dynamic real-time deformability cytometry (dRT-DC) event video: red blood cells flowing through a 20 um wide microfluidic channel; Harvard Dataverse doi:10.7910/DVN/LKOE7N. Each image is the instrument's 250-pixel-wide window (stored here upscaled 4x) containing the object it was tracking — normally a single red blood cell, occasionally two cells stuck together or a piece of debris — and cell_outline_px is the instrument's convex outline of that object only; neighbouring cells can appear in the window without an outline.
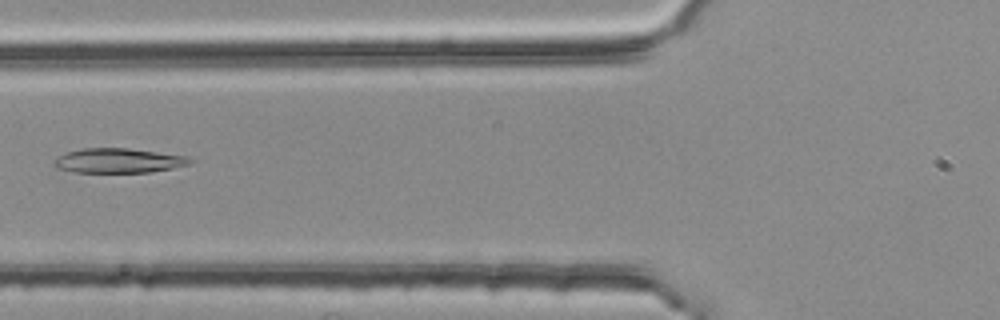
{"species": "common noctule bat (a hibernating species)", "species_latin": "Nyctalus noctula", "temperature_condition": "room temperature", "stored_images_in_passage": 5, "camera_frame_rate_fps": 3000, "um_per_image_px": 0.085, "animal": {"sex": "female", "body_mass_g": 25.1}, "frame": {"image": 1, "passage_image": 5, "time_ms": 1.333, "image_size_px": [1000, 320], "cell_outline_px": [[196, 160], [188, 164], [172, 168], [148, 172], [72, 172], [56, 168], [52, 164], [52, 160], [68, 152], [84, 148], [128, 148], [188, 156]], "centroid_in_image_um": [10.06, 13.65], "position_along_channel_um": 115.7, "area_um2": 19.48}}